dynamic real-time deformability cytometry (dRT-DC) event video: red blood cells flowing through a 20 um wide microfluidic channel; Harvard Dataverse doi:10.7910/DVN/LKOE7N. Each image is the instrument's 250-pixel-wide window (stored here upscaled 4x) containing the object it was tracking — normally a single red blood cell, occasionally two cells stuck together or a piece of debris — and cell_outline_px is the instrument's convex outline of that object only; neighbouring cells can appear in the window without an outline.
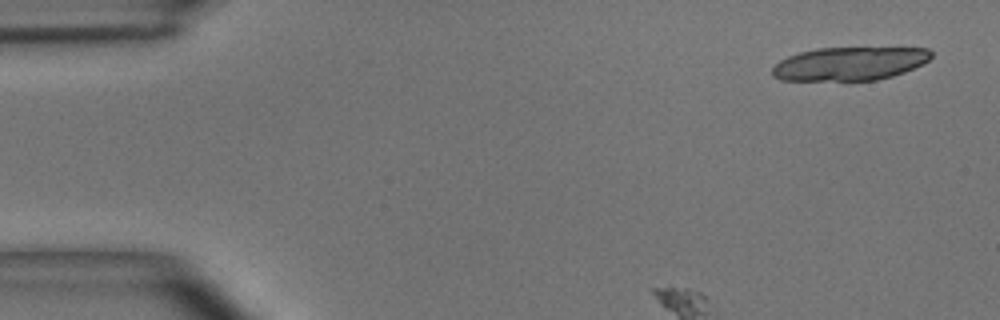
{"species": "common noctule bat (a hibernating species)", "species_latin": "Nyctalus noctula", "temperature_condition": "room temperature", "stored_images_in_passage": 4, "camera_frame_rate_fps": 3000, "um_per_image_px": 0.085, "animal": {"sex": "male", "body_mass_g": 15.6}, "frame": {"image": 1, "passage_image": 1, "time_ms": 0.0, "image_size_px": [1000, 320], "cell_outline_px": [[932, 56], [928, 60], [904, 72], [892, 76], [876, 80], [780, 80], [772, 76], [772, 68], [780, 60], [788, 56], [800, 52], [816, 48], [928, 48], [932, 52]], "centroid_in_image_um": [72.18, 5.41], "position_along_channel_um": 12.8, "area_um2": 30.75}}
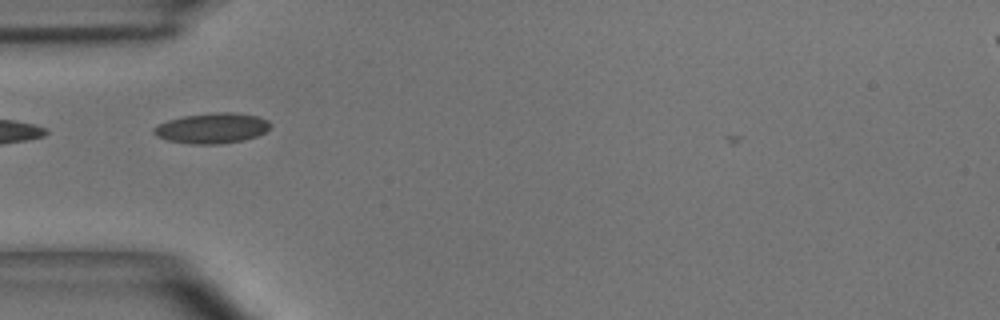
{"frame": {"image": 2, "passage_image": 4, "time_ms": 1.0, "image_size_px": [1000, 320], "cell_outline_px": [[272, 124], [264, 132], [256, 136], [244, 140], [220, 144], [192, 144], [168, 140], [156, 136], [152, 132], [152, 128], [156, 124], [168, 120], [184, 116], [216, 112], [232, 112], [260, 116], [268, 120]], "centroid_in_image_um": [18.01, 10.89], "position_along_channel_um": 67.0, "area_um2": 20.75}}